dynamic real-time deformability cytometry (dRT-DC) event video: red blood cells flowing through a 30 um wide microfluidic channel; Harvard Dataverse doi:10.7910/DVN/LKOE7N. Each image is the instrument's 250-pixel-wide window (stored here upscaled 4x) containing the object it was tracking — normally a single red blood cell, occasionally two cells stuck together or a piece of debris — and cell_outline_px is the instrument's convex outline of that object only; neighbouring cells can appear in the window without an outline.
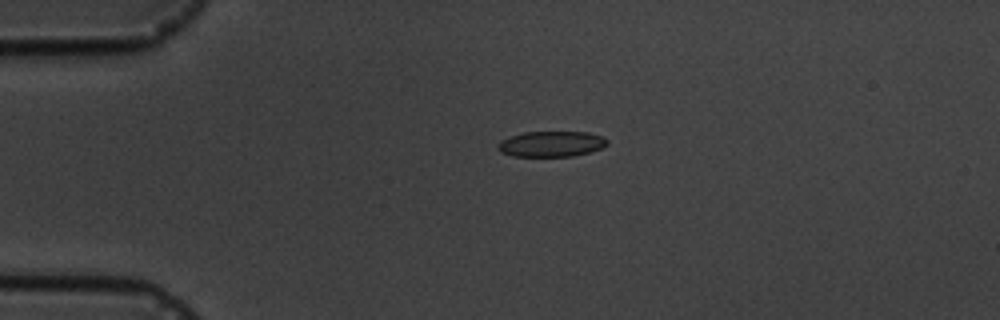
{"species": "common noctule bat (a hibernating species)", "species_latin": "Nyctalus noctula", "temperature_condition": "cold", "stored_images_in_passage": 3, "camera_frame_rate_fps": 3000, "um_per_image_px": 0.085, "animal": {"sex": "male", "body_mass_g": 19.5, "forearm_length_mm": 54.6}, "frame": {"image": 1, "passage_image": 1, "time_ms": 0.0, "image_size_px": [1000, 320], "cell_outline_px": [[608, 144], [592, 152], [572, 156], [512, 156], [500, 152], [496, 148], [496, 144], [500, 140], [508, 136], [524, 132], [588, 132], [604, 136], [608, 140]], "centroid_in_image_um": [46.84, 12.23], "position_along_channel_um": 38.2, "area_um2": 16.59}}
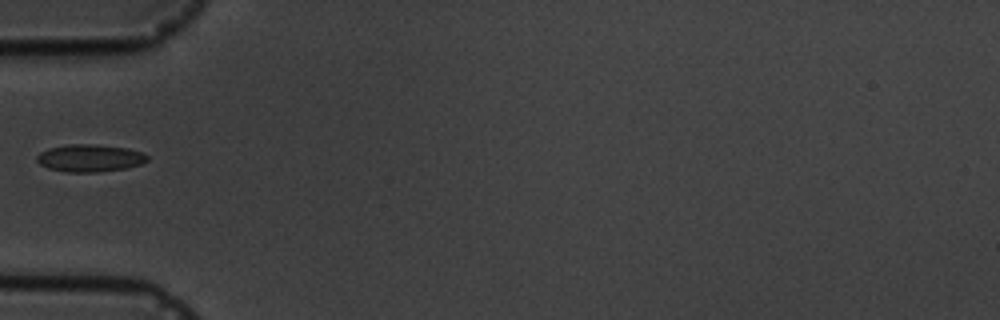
{"frame": {"image": 2, "passage_image": 2, "time_ms": 2.0, "image_size_px": [1000, 320], "cell_outline_px": [[148, 160], [140, 164], [124, 168], [96, 172], [64, 172], [48, 168], [40, 164], [36, 160], [36, 156], [40, 152], [48, 148], [68, 144], [96, 144], [128, 148], [144, 152], [148, 156]], "centroid_in_image_um": [7.62, 13.42], "position_along_channel_um": 77.4, "area_um2": 17.74}}
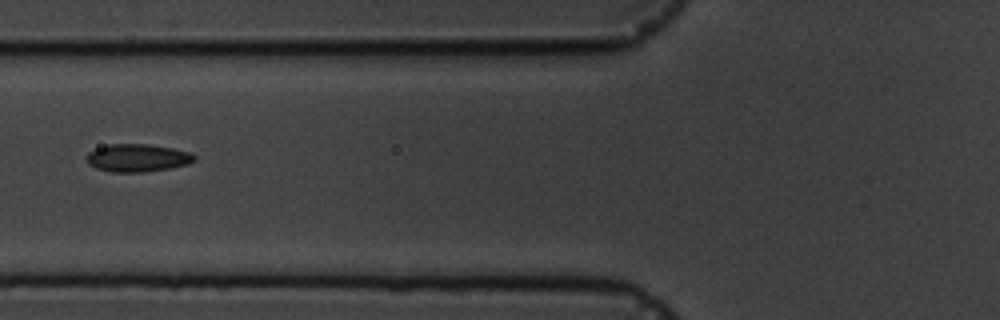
{"frame": {"image": 3, "passage_image": 3, "time_ms": 3.0, "image_size_px": [1000, 320], "cell_outline_px": [[196, 160], [188, 164], [168, 168], [140, 172], [112, 172], [96, 168], [88, 164], [88, 152], [96, 148], [108, 144], [144, 144], [172, 148], [192, 152], [196, 156]], "centroid_in_image_um": [11.7, 13.41], "position_along_channel_um": 114.1, "area_um2": 17.34}}